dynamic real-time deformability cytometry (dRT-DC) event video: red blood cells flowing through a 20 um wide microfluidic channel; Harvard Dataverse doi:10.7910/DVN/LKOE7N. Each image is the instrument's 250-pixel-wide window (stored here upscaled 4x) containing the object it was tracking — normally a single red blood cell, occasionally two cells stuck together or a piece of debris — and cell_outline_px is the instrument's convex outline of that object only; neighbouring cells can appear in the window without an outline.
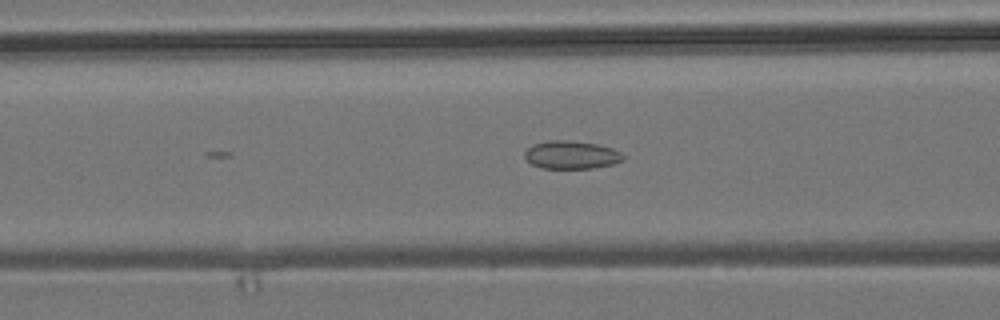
{"species": "common noctule bat (a hibernating species)", "species_latin": "Nyctalus noctula", "temperature_condition": "room temperature", "stored_images_in_passage": 9, "camera_frame_rate_fps": 3000, "um_per_image_px": 0.085, "animal": {"sex": "male", "body_mass_g": 19.2, "forearm_length_mm": 51.8}, "frame": {"image": 1, "passage_image": 9, "time_ms": 2.667, "image_size_px": [1000, 320], "cell_outline_px": [[624, 160], [612, 164], [592, 168], [540, 168], [532, 164], [524, 156], [524, 152], [532, 144], [548, 140], [568, 140], [596, 144], [612, 148], [620, 152], [624, 156]], "centroid_in_image_um": [48.54, 13.16], "position_along_channel_um": 118.1, "area_um2": 16.07}}